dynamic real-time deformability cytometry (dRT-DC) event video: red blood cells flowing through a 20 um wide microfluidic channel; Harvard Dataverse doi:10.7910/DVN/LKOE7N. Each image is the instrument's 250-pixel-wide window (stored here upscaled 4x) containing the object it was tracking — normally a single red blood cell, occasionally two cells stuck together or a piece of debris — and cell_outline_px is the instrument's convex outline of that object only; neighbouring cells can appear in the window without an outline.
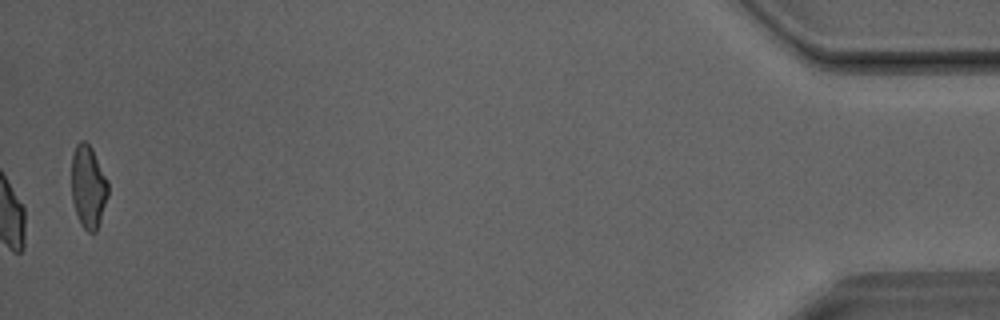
{"species": "Egyptian fruit bat (a non-hibernating species)", "species_latin": "Rousettus aegyptiacus", "temperature_condition": "room temperature", "stored_images_in_passage": 40, "camera_frame_rate_fps": 3000, "um_per_image_px": 0.085, "animal": {"sex": "male"}, "frame": {"image": 1, "passage_image": 40, "time_ms": 13.0, "image_size_px": [1000, 320], "cell_outline_px": [[108, 196], [96, 232], [88, 232], [84, 228], [76, 212], [72, 200], [72, 152], [76, 144], [80, 140], [84, 140], [92, 148], [108, 180]], "centroid_in_image_um": [7.51, 15.83], "position_along_channel_um": 427.7, "area_um2": 17.57}}